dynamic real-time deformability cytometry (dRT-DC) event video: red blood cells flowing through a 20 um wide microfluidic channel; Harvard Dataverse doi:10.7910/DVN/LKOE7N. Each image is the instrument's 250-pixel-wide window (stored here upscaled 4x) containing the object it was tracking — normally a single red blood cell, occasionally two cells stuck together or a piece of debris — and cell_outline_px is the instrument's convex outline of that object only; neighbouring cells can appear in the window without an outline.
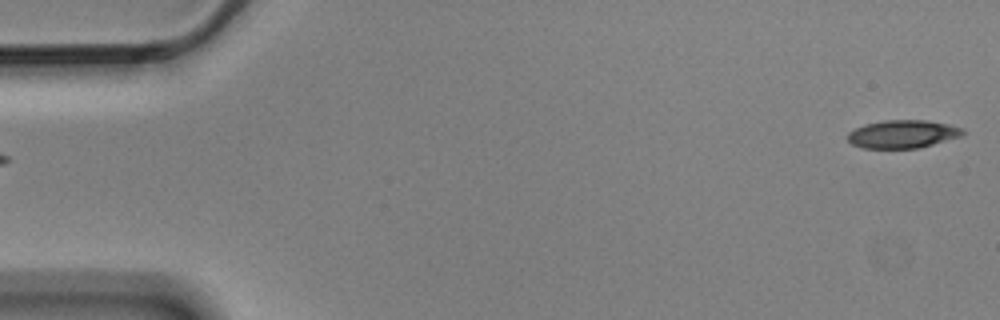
{"species": "Egyptian fruit bat (a non-hibernating species)", "species_latin": "Rousettus aegyptiacus", "temperature_condition": "cold", "stored_images_in_passage": 5, "segment_of_instrument_passage": [2, 2], "camera_frame_rate_fps": 3000, "um_per_image_px": 0.085, "animal": {"sex": "male"}, "frame": {"image": 1, "passage_image": 5, "time_ms": 1.333, "image_size_px": [1000, 320], "cell_outline_px": [[964, 132], [960, 136], [932, 144], [916, 148], [864, 148], [852, 144], [848, 140], [848, 132], [864, 124], [884, 120], [924, 120], [948, 124], [960, 128]], "centroid_in_image_um": [76.67, 11.39], "position_along_channel_um": 8.3, "area_um2": 18.5}}